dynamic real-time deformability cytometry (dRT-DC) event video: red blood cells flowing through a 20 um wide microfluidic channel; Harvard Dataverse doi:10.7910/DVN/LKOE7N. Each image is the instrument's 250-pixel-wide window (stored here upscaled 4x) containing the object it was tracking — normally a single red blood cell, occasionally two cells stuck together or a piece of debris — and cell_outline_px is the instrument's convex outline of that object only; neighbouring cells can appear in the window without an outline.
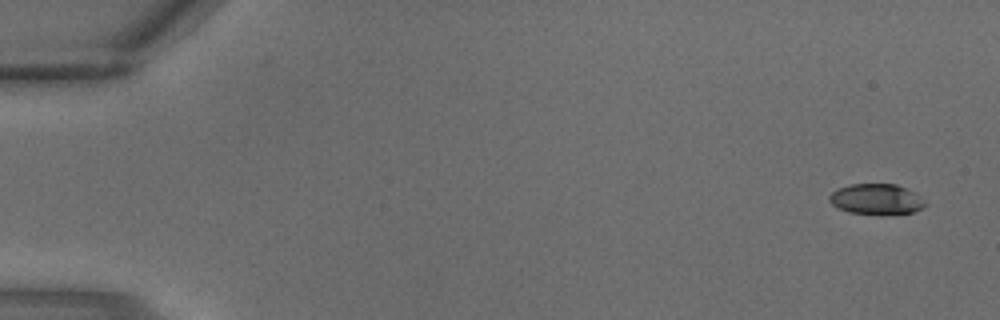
{"species": "common noctule bat (a hibernating species)", "species_latin": "Nyctalus noctula", "temperature_condition": "warm", "stored_images_in_passage": 3, "camera_frame_rate_fps": 3000, "um_per_image_px": 0.085, "animal": {"sex": "male", "body_mass_g": 18.8}, "frame": {"image": 1, "passage_image": 1, "time_ms": 0.0, "image_size_px": [1000, 320], "cell_outline_px": [[928, 204], [924, 208], [912, 212], [848, 212], [836, 208], [828, 200], [828, 196], [832, 192], [840, 188], [852, 184], [896, 184], [916, 192]], "centroid_in_image_um": [74.5, 16.89], "position_along_channel_um": 10.5, "area_um2": 16.65}}
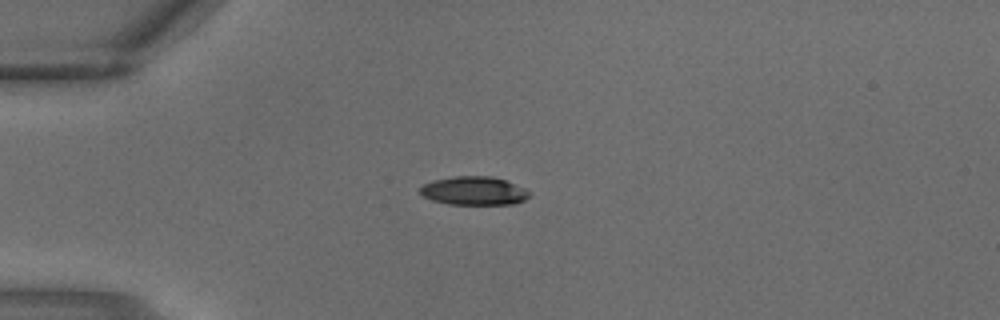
{"frame": {"image": 2, "passage_image": 3, "time_ms": 0.667, "image_size_px": [1000, 320], "cell_outline_px": [[532, 192], [524, 200], [516, 204], [448, 204], [432, 200], [424, 196], [420, 192], [420, 188], [424, 184], [436, 180], [456, 176], [492, 176], [504, 180], [524, 188]], "centroid_in_image_um": [40.31, 16.22], "position_along_channel_um": 44.7, "area_um2": 17.98}}